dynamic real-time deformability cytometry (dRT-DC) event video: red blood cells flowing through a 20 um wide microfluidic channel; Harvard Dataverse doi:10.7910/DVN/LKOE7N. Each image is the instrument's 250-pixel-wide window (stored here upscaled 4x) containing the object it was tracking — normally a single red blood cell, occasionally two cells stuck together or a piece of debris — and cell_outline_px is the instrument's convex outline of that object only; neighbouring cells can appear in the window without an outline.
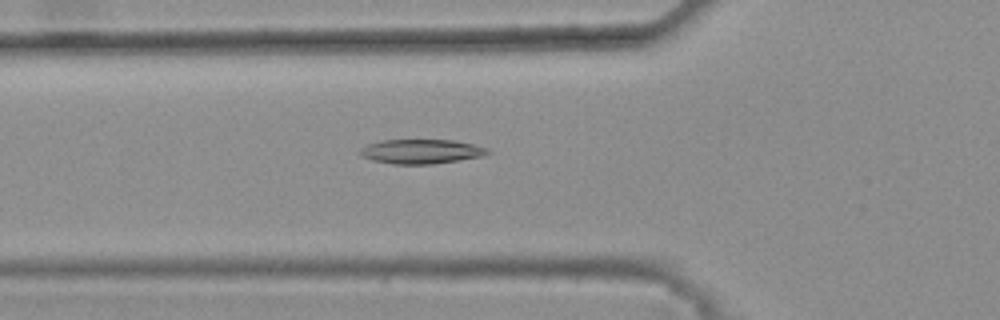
{"species": "common noctule bat (a hibernating species)", "species_latin": "Nyctalus noctula", "temperature_condition": "warm", "stored_images_in_passage": 46, "camera_frame_rate_fps": 3000, "um_per_image_px": 0.085, "animal": {"sex": "female", "body_mass_g": 25.1}, "frame": {"image": 1, "passage_image": 18, "time_ms": 5.667, "image_size_px": [1000, 320], "cell_outline_px": [[492, 152], [484, 156], [432, 164], [392, 164], [372, 160], [360, 156], [360, 148], [368, 144], [380, 140], [452, 140], [472, 144], [488, 148]], "centroid_in_image_um": [35.8, 12.88], "position_along_channel_um": 90.0, "area_um2": 18.21}}
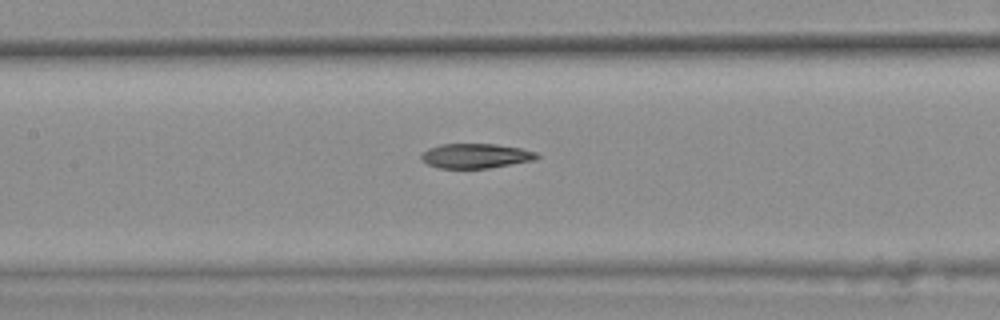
{"frame": {"image": 2, "passage_image": 24, "time_ms": 7.667, "image_size_px": [1000, 320], "cell_outline_px": [[540, 156], [536, 160], [488, 168], [440, 168], [428, 164], [420, 156], [428, 148], [440, 144], [496, 144], [520, 148], [536, 152]], "centroid_in_image_um": [40.47, 13.24], "position_along_channel_um": 166.9, "area_um2": 16.53}}
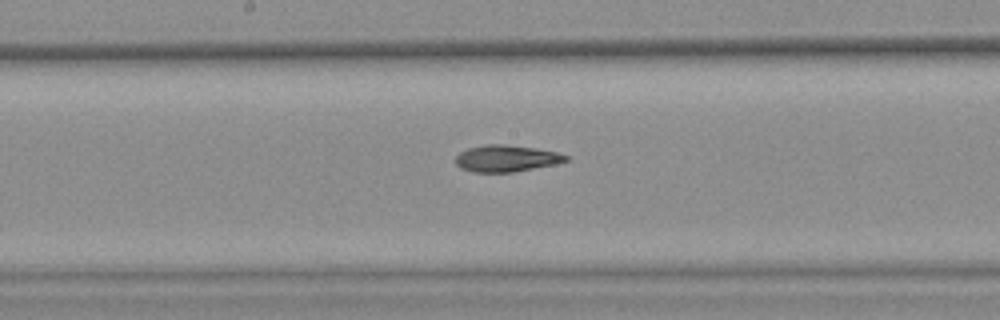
{"frame": {"image": 3, "passage_image": 27, "time_ms": 8.667, "image_size_px": [1000, 320], "cell_outline_px": [[568, 160], [556, 164], [512, 172], [472, 172], [460, 168], [456, 164], [456, 156], [460, 152], [468, 148], [488, 144], [504, 144], [536, 148], [556, 152], [568, 156]], "centroid_in_image_um": [43.02, 13.46], "position_along_channel_um": 205.2, "area_um2": 17.05}, "authors_computed_cell_mechanics": {"area_um2": 17.4556, "velocity_mm_per_s": 3.8288, "shape_relaxation_time_tau1_ms": null, "shape_relaxation_time_tau2_ms": 6.9545, "deformation_change_tau1": null, "deformation_change_tau2": 0.1454}}